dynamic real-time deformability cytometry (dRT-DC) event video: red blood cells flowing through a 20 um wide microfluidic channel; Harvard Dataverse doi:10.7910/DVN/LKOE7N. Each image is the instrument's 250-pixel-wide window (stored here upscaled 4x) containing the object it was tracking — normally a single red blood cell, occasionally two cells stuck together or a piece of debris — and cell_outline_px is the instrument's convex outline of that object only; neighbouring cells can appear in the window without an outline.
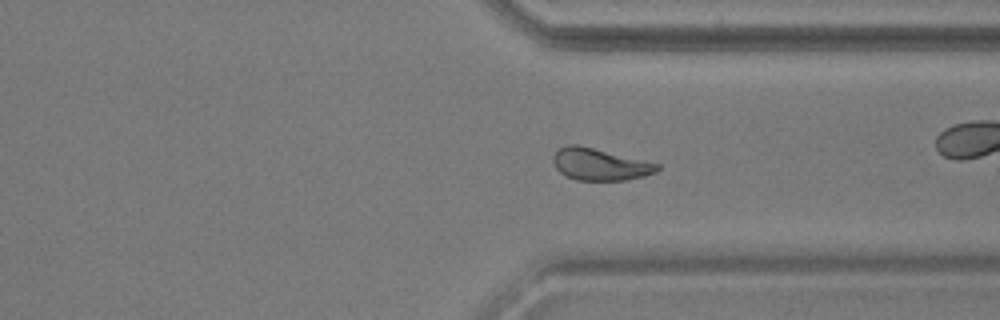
{"species": "common noctule bat (a hibernating species)", "species_latin": "Nyctalus noctula", "temperature_condition": "warm", "stored_images_in_passage": 49, "camera_frame_rate_fps": 3000, "um_per_image_px": 0.085, "animal": {"sex": "male", "body_mass_g": 17.9, "forearm_length_mm": 54.2}, "frame": {"image": 1, "passage_image": 35, "time_ms": 11.333, "image_size_px": [1000, 320], "cell_outline_px": [[660, 168], [656, 172], [644, 176], [624, 180], [576, 180], [564, 176], [556, 168], [552, 160], [552, 156], [560, 148], [568, 144], [576, 144], [660, 164]], "centroid_in_image_um": [50.96, 13.98], "position_along_channel_um": 360.4, "area_um2": 19.25}, "authors_computed_cell_mechanics": {"area_um2": 19.7676, "velocity_mm_per_s": 3.8001, "shape_relaxation_time_tau1_ms": 6.9145, "shape_relaxation_time_tau2_ms": 1.652, "deformation_change_tau1": 0.1834, "deformation_change_tau2": 0.0853}}